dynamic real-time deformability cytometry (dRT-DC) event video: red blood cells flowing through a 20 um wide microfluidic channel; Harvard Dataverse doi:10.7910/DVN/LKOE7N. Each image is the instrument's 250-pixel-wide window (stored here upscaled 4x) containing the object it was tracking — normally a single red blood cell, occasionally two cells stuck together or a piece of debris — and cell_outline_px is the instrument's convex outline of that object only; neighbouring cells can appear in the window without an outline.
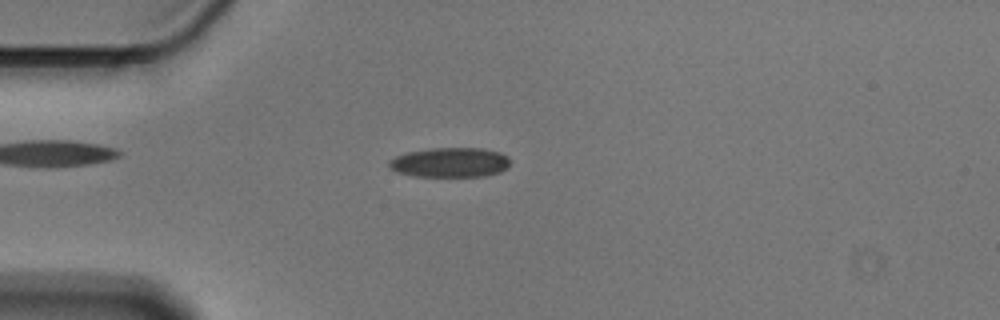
{"species": "Egyptian fruit bat (a non-hibernating species)", "species_latin": "Rousettus aegyptiacus", "temperature_condition": "cold", "stored_images_in_passage": 55, "camera_frame_rate_fps": 3000, "um_per_image_px": 0.085, "animal": {"sex": "male"}, "frame": {"image": 1, "passage_image": 14, "time_ms": 4.333, "image_size_px": [1000, 320], "cell_outline_px": [[508, 168], [500, 172], [484, 176], [412, 176], [396, 172], [388, 164], [388, 160], [396, 156], [408, 152], [432, 148], [480, 148], [500, 152], [508, 156]], "centroid_in_image_um": [38.25, 13.8], "position_along_channel_um": 46.8, "area_um2": 20.92}}
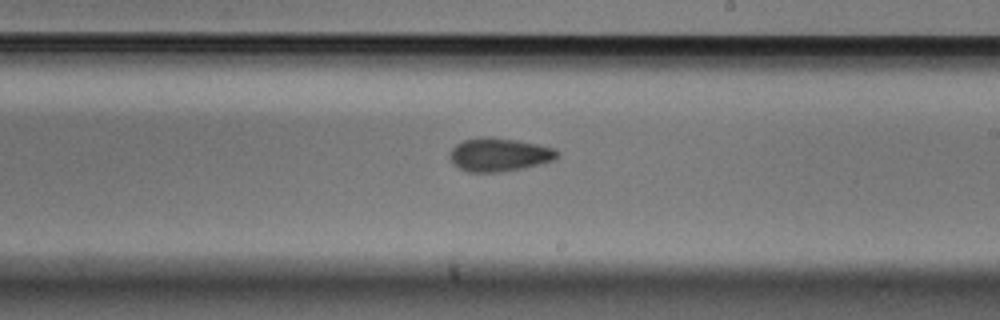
{"frame": {"image": 2, "passage_image": 32, "time_ms": 10.333, "image_size_px": [1000, 320], "cell_outline_px": [[560, 156], [552, 160], [540, 164], [524, 168], [500, 172], [468, 172], [452, 164], [448, 160], [448, 152], [456, 144], [464, 140], [484, 136], [492, 136], [540, 144], [556, 148], [560, 152]], "centroid_in_image_um": [42.42, 13.14], "position_along_channel_um": 246.6, "area_um2": 21.39}}
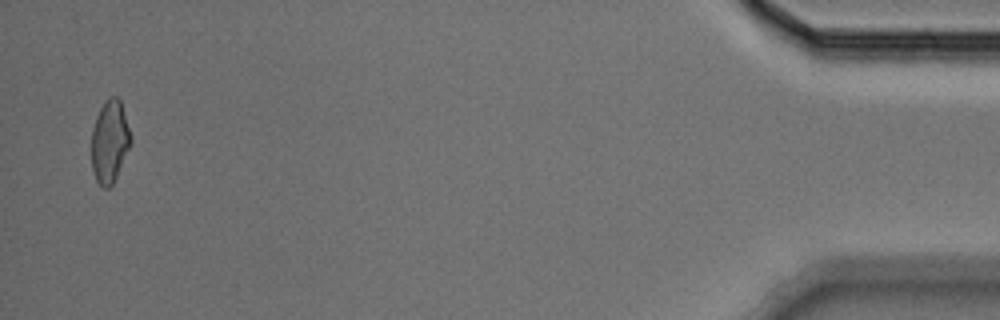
{"frame": {"image": 3, "passage_image": 54, "time_ms": 17.667, "image_size_px": [1000, 320], "cell_outline_px": [[132, 144], [112, 184], [108, 188], [104, 188], [96, 180], [92, 168], [92, 128], [96, 116], [104, 100], [112, 96], [116, 96], [120, 100], [132, 136]], "centroid_in_image_um": [9.34, 12.0], "position_along_channel_um": 425.9, "area_um2": 18.9}, "authors_computed_cell_mechanics": {"area_um2": 20.2878, "velocity_mm_per_s": 3.5911, "shape_relaxation_time_tau1_ms": 5.7155, "shape_relaxation_time_tau2_ms": 4.7977, "deformation_change_tau1": 0.1178, "deformation_change_tau2": 0.11}}